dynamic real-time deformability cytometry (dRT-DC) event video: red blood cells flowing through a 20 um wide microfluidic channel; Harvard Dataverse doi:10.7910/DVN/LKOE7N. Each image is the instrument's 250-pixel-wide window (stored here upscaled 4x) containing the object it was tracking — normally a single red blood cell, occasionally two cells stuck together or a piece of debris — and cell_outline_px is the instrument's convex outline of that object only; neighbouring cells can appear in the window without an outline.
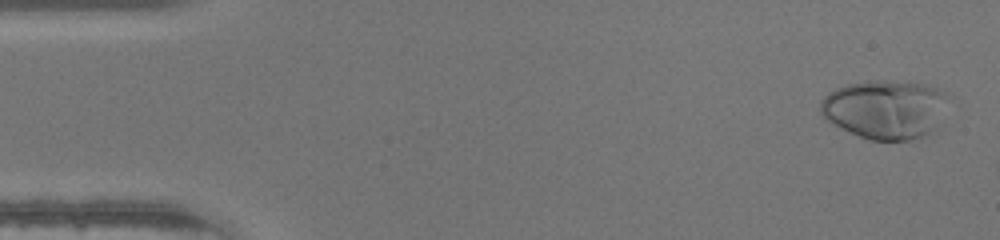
{"species": "human", "species_latin": "Homo sapiens", "temperature_condition": "warm", "stored_images_in_passage": 8, "camera_frame_rate_fps": 3000, "um_per_image_px": 0.085, "donor": {"sex": "male"}, "frame": {"image": 1, "passage_image": 2, "time_ms": 0.333, "image_size_px": [1000, 240], "cell_outline_px": [[948, 96], [928, 132], [924, 136], [908, 140], [872, 140], [848, 132], [840, 128], [828, 120], [820, 112], [820, 100], [828, 92], [836, 88], [848, 84], [876, 80], [888, 80], [924, 84], [940, 88]], "centroid_in_image_um": [75.14, 9.26], "position_along_channel_um": 9.9, "area_um2": 42.95}}